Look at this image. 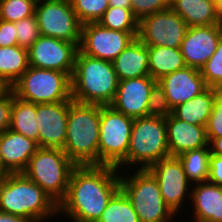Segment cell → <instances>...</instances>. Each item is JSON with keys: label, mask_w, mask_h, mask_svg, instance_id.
<instances>
[{"label": "cell", "mask_w": 222, "mask_h": 222, "mask_svg": "<svg viewBox=\"0 0 222 222\" xmlns=\"http://www.w3.org/2000/svg\"><path fill=\"white\" fill-rule=\"evenodd\" d=\"M170 7V0H131V10L134 16L140 21L147 15Z\"/></svg>", "instance_id": "37"}, {"label": "cell", "mask_w": 222, "mask_h": 222, "mask_svg": "<svg viewBox=\"0 0 222 222\" xmlns=\"http://www.w3.org/2000/svg\"><path fill=\"white\" fill-rule=\"evenodd\" d=\"M29 68L28 49L18 45L0 47V78L10 87Z\"/></svg>", "instance_id": "27"}, {"label": "cell", "mask_w": 222, "mask_h": 222, "mask_svg": "<svg viewBox=\"0 0 222 222\" xmlns=\"http://www.w3.org/2000/svg\"><path fill=\"white\" fill-rule=\"evenodd\" d=\"M156 82L150 75L118 81L111 106L133 119L148 116L150 91Z\"/></svg>", "instance_id": "16"}, {"label": "cell", "mask_w": 222, "mask_h": 222, "mask_svg": "<svg viewBox=\"0 0 222 222\" xmlns=\"http://www.w3.org/2000/svg\"><path fill=\"white\" fill-rule=\"evenodd\" d=\"M170 8L186 21L188 27L222 24L216 5L206 0H170Z\"/></svg>", "instance_id": "23"}, {"label": "cell", "mask_w": 222, "mask_h": 222, "mask_svg": "<svg viewBox=\"0 0 222 222\" xmlns=\"http://www.w3.org/2000/svg\"><path fill=\"white\" fill-rule=\"evenodd\" d=\"M14 45H18L15 24L0 19V47H10Z\"/></svg>", "instance_id": "39"}, {"label": "cell", "mask_w": 222, "mask_h": 222, "mask_svg": "<svg viewBox=\"0 0 222 222\" xmlns=\"http://www.w3.org/2000/svg\"><path fill=\"white\" fill-rule=\"evenodd\" d=\"M148 47L135 38L112 61L118 81L150 75Z\"/></svg>", "instance_id": "22"}, {"label": "cell", "mask_w": 222, "mask_h": 222, "mask_svg": "<svg viewBox=\"0 0 222 222\" xmlns=\"http://www.w3.org/2000/svg\"><path fill=\"white\" fill-rule=\"evenodd\" d=\"M221 90L208 87L201 94L173 109V115L185 122L206 126L216 96Z\"/></svg>", "instance_id": "24"}, {"label": "cell", "mask_w": 222, "mask_h": 222, "mask_svg": "<svg viewBox=\"0 0 222 222\" xmlns=\"http://www.w3.org/2000/svg\"><path fill=\"white\" fill-rule=\"evenodd\" d=\"M148 170L156 178L166 205L178 217L177 215L181 214L184 204L189 203L184 201L191 199L192 187L181 161L178 157L169 156L154 163Z\"/></svg>", "instance_id": "12"}, {"label": "cell", "mask_w": 222, "mask_h": 222, "mask_svg": "<svg viewBox=\"0 0 222 222\" xmlns=\"http://www.w3.org/2000/svg\"><path fill=\"white\" fill-rule=\"evenodd\" d=\"M171 114H173V109L168 102L163 87L157 81L150 91L148 116L166 118Z\"/></svg>", "instance_id": "35"}, {"label": "cell", "mask_w": 222, "mask_h": 222, "mask_svg": "<svg viewBox=\"0 0 222 222\" xmlns=\"http://www.w3.org/2000/svg\"><path fill=\"white\" fill-rule=\"evenodd\" d=\"M3 175H4V174H3V172H2L1 169H0V180H1V178H2Z\"/></svg>", "instance_id": "49"}, {"label": "cell", "mask_w": 222, "mask_h": 222, "mask_svg": "<svg viewBox=\"0 0 222 222\" xmlns=\"http://www.w3.org/2000/svg\"><path fill=\"white\" fill-rule=\"evenodd\" d=\"M103 27L122 32H138L139 21L131 9L108 7L98 21Z\"/></svg>", "instance_id": "30"}, {"label": "cell", "mask_w": 222, "mask_h": 222, "mask_svg": "<svg viewBox=\"0 0 222 222\" xmlns=\"http://www.w3.org/2000/svg\"><path fill=\"white\" fill-rule=\"evenodd\" d=\"M35 6L33 0H0V19L15 23L33 16Z\"/></svg>", "instance_id": "32"}, {"label": "cell", "mask_w": 222, "mask_h": 222, "mask_svg": "<svg viewBox=\"0 0 222 222\" xmlns=\"http://www.w3.org/2000/svg\"><path fill=\"white\" fill-rule=\"evenodd\" d=\"M97 222H140L130 200L119 189L109 200Z\"/></svg>", "instance_id": "29"}, {"label": "cell", "mask_w": 222, "mask_h": 222, "mask_svg": "<svg viewBox=\"0 0 222 222\" xmlns=\"http://www.w3.org/2000/svg\"><path fill=\"white\" fill-rule=\"evenodd\" d=\"M133 171H120V189L130 200L140 222H173L177 217L163 200L156 178L148 169Z\"/></svg>", "instance_id": "6"}, {"label": "cell", "mask_w": 222, "mask_h": 222, "mask_svg": "<svg viewBox=\"0 0 222 222\" xmlns=\"http://www.w3.org/2000/svg\"><path fill=\"white\" fill-rule=\"evenodd\" d=\"M149 73L156 81L163 76L186 67L180 48L147 46Z\"/></svg>", "instance_id": "25"}, {"label": "cell", "mask_w": 222, "mask_h": 222, "mask_svg": "<svg viewBox=\"0 0 222 222\" xmlns=\"http://www.w3.org/2000/svg\"><path fill=\"white\" fill-rule=\"evenodd\" d=\"M18 46L29 49L41 36L36 16H30L14 23Z\"/></svg>", "instance_id": "34"}, {"label": "cell", "mask_w": 222, "mask_h": 222, "mask_svg": "<svg viewBox=\"0 0 222 222\" xmlns=\"http://www.w3.org/2000/svg\"><path fill=\"white\" fill-rule=\"evenodd\" d=\"M208 182L218 186L222 185V157L211 154Z\"/></svg>", "instance_id": "40"}, {"label": "cell", "mask_w": 222, "mask_h": 222, "mask_svg": "<svg viewBox=\"0 0 222 222\" xmlns=\"http://www.w3.org/2000/svg\"><path fill=\"white\" fill-rule=\"evenodd\" d=\"M216 11L218 13L220 22L222 23V0H218L216 4Z\"/></svg>", "instance_id": "45"}, {"label": "cell", "mask_w": 222, "mask_h": 222, "mask_svg": "<svg viewBox=\"0 0 222 222\" xmlns=\"http://www.w3.org/2000/svg\"><path fill=\"white\" fill-rule=\"evenodd\" d=\"M69 101L36 104L38 147L63 149L67 136Z\"/></svg>", "instance_id": "15"}, {"label": "cell", "mask_w": 222, "mask_h": 222, "mask_svg": "<svg viewBox=\"0 0 222 222\" xmlns=\"http://www.w3.org/2000/svg\"><path fill=\"white\" fill-rule=\"evenodd\" d=\"M0 211L31 222H46L58 216V204L23 173L4 174L0 180Z\"/></svg>", "instance_id": "2"}, {"label": "cell", "mask_w": 222, "mask_h": 222, "mask_svg": "<svg viewBox=\"0 0 222 222\" xmlns=\"http://www.w3.org/2000/svg\"><path fill=\"white\" fill-rule=\"evenodd\" d=\"M158 83L163 87L172 109L208 88L200 70L189 66L163 76Z\"/></svg>", "instance_id": "19"}, {"label": "cell", "mask_w": 222, "mask_h": 222, "mask_svg": "<svg viewBox=\"0 0 222 222\" xmlns=\"http://www.w3.org/2000/svg\"><path fill=\"white\" fill-rule=\"evenodd\" d=\"M119 189L120 172L116 167L76 166L65 198L58 204V217L64 214L72 222H97Z\"/></svg>", "instance_id": "1"}, {"label": "cell", "mask_w": 222, "mask_h": 222, "mask_svg": "<svg viewBox=\"0 0 222 222\" xmlns=\"http://www.w3.org/2000/svg\"><path fill=\"white\" fill-rule=\"evenodd\" d=\"M78 50L75 43L41 35L28 49L29 66L72 76Z\"/></svg>", "instance_id": "14"}, {"label": "cell", "mask_w": 222, "mask_h": 222, "mask_svg": "<svg viewBox=\"0 0 222 222\" xmlns=\"http://www.w3.org/2000/svg\"><path fill=\"white\" fill-rule=\"evenodd\" d=\"M165 121L170 156L178 157L184 152L208 145L205 126L182 121L173 114L166 117Z\"/></svg>", "instance_id": "20"}, {"label": "cell", "mask_w": 222, "mask_h": 222, "mask_svg": "<svg viewBox=\"0 0 222 222\" xmlns=\"http://www.w3.org/2000/svg\"><path fill=\"white\" fill-rule=\"evenodd\" d=\"M10 130L33 139L38 145V124L36 121V104L13 96L11 107Z\"/></svg>", "instance_id": "26"}, {"label": "cell", "mask_w": 222, "mask_h": 222, "mask_svg": "<svg viewBox=\"0 0 222 222\" xmlns=\"http://www.w3.org/2000/svg\"><path fill=\"white\" fill-rule=\"evenodd\" d=\"M206 1H209V2H212L213 4H217L218 0H206Z\"/></svg>", "instance_id": "47"}, {"label": "cell", "mask_w": 222, "mask_h": 222, "mask_svg": "<svg viewBox=\"0 0 222 222\" xmlns=\"http://www.w3.org/2000/svg\"><path fill=\"white\" fill-rule=\"evenodd\" d=\"M35 3H39V2H42V1H50V0H33Z\"/></svg>", "instance_id": "48"}, {"label": "cell", "mask_w": 222, "mask_h": 222, "mask_svg": "<svg viewBox=\"0 0 222 222\" xmlns=\"http://www.w3.org/2000/svg\"><path fill=\"white\" fill-rule=\"evenodd\" d=\"M14 95L15 93L10 87L0 96V134L10 127L11 107L13 104Z\"/></svg>", "instance_id": "38"}, {"label": "cell", "mask_w": 222, "mask_h": 222, "mask_svg": "<svg viewBox=\"0 0 222 222\" xmlns=\"http://www.w3.org/2000/svg\"><path fill=\"white\" fill-rule=\"evenodd\" d=\"M210 156L209 144L206 147L187 151L178 156L186 177L192 185L208 181Z\"/></svg>", "instance_id": "28"}, {"label": "cell", "mask_w": 222, "mask_h": 222, "mask_svg": "<svg viewBox=\"0 0 222 222\" xmlns=\"http://www.w3.org/2000/svg\"><path fill=\"white\" fill-rule=\"evenodd\" d=\"M34 15L41 35L75 43L79 47L82 24L73 11L70 0L36 3Z\"/></svg>", "instance_id": "10"}, {"label": "cell", "mask_w": 222, "mask_h": 222, "mask_svg": "<svg viewBox=\"0 0 222 222\" xmlns=\"http://www.w3.org/2000/svg\"><path fill=\"white\" fill-rule=\"evenodd\" d=\"M205 129L208 143L213 138L222 137V91L215 98Z\"/></svg>", "instance_id": "36"}, {"label": "cell", "mask_w": 222, "mask_h": 222, "mask_svg": "<svg viewBox=\"0 0 222 222\" xmlns=\"http://www.w3.org/2000/svg\"><path fill=\"white\" fill-rule=\"evenodd\" d=\"M37 142L7 129L0 134V169L3 174L23 173L38 149Z\"/></svg>", "instance_id": "18"}, {"label": "cell", "mask_w": 222, "mask_h": 222, "mask_svg": "<svg viewBox=\"0 0 222 222\" xmlns=\"http://www.w3.org/2000/svg\"><path fill=\"white\" fill-rule=\"evenodd\" d=\"M133 121L111 105H100L99 165L117 168L127 158Z\"/></svg>", "instance_id": "9"}, {"label": "cell", "mask_w": 222, "mask_h": 222, "mask_svg": "<svg viewBox=\"0 0 222 222\" xmlns=\"http://www.w3.org/2000/svg\"><path fill=\"white\" fill-rule=\"evenodd\" d=\"M138 32H122L103 27L98 22L81 28L79 51L91 57L113 61L135 38Z\"/></svg>", "instance_id": "13"}, {"label": "cell", "mask_w": 222, "mask_h": 222, "mask_svg": "<svg viewBox=\"0 0 222 222\" xmlns=\"http://www.w3.org/2000/svg\"><path fill=\"white\" fill-rule=\"evenodd\" d=\"M76 166L62 149L39 147L23 174L59 204L65 198Z\"/></svg>", "instance_id": "7"}, {"label": "cell", "mask_w": 222, "mask_h": 222, "mask_svg": "<svg viewBox=\"0 0 222 222\" xmlns=\"http://www.w3.org/2000/svg\"><path fill=\"white\" fill-rule=\"evenodd\" d=\"M188 25L170 7L139 21L138 39L146 46L180 48Z\"/></svg>", "instance_id": "11"}, {"label": "cell", "mask_w": 222, "mask_h": 222, "mask_svg": "<svg viewBox=\"0 0 222 222\" xmlns=\"http://www.w3.org/2000/svg\"><path fill=\"white\" fill-rule=\"evenodd\" d=\"M189 222H213V221H210V220H192V218H191V221H189Z\"/></svg>", "instance_id": "46"}, {"label": "cell", "mask_w": 222, "mask_h": 222, "mask_svg": "<svg viewBox=\"0 0 222 222\" xmlns=\"http://www.w3.org/2000/svg\"><path fill=\"white\" fill-rule=\"evenodd\" d=\"M191 209L194 220L222 222V189L210 182L193 184L191 187Z\"/></svg>", "instance_id": "21"}, {"label": "cell", "mask_w": 222, "mask_h": 222, "mask_svg": "<svg viewBox=\"0 0 222 222\" xmlns=\"http://www.w3.org/2000/svg\"><path fill=\"white\" fill-rule=\"evenodd\" d=\"M169 156L165 118L139 117L133 121L127 158L117 169L119 171L126 170L127 167L128 170L133 167L134 169L136 167L137 169H148L154 163Z\"/></svg>", "instance_id": "5"}, {"label": "cell", "mask_w": 222, "mask_h": 222, "mask_svg": "<svg viewBox=\"0 0 222 222\" xmlns=\"http://www.w3.org/2000/svg\"><path fill=\"white\" fill-rule=\"evenodd\" d=\"M80 23L98 22L109 7V0H70Z\"/></svg>", "instance_id": "31"}, {"label": "cell", "mask_w": 222, "mask_h": 222, "mask_svg": "<svg viewBox=\"0 0 222 222\" xmlns=\"http://www.w3.org/2000/svg\"><path fill=\"white\" fill-rule=\"evenodd\" d=\"M208 144L211 154L222 157V137L213 138Z\"/></svg>", "instance_id": "41"}, {"label": "cell", "mask_w": 222, "mask_h": 222, "mask_svg": "<svg viewBox=\"0 0 222 222\" xmlns=\"http://www.w3.org/2000/svg\"><path fill=\"white\" fill-rule=\"evenodd\" d=\"M0 222H31L23 217L0 211Z\"/></svg>", "instance_id": "42"}, {"label": "cell", "mask_w": 222, "mask_h": 222, "mask_svg": "<svg viewBox=\"0 0 222 222\" xmlns=\"http://www.w3.org/2000/svg\"><path fill=\"white\" fill-rule=\"evenodd\" d=\"M11 88L16 97L35 104L72 100L71 76L56 70L29 66Z\"/></svg>", "instance_id": "8"}, {"label": "cell", "mask_w": 222, "mask_h": 222, "mask_svg": "<svg viewBox=\"0 0 222 222\" xmlns=\"http://www.w3.org/2000/svg\"><path fill=\"white\" fill-rule=\"evenodd\" d=\"M109 7L131 9V0H109Z\"/></svg>", "instance_id": "43"}, {"label": "cell", "mask_w": 222, "mask_h": 222, "mask_svg": "<svg viewBox=\"0 0 222 222\" xmlns=\"http://www.w3.org/2000/svg\"><path fill=\"white\" fill-rule=\"evenodd\" d=\"M118 79L111 61L81 53L76 54L71 76L72 100L80 103L111 105Z\"/></svg>", "instance_id": "3"}, {"label": "cell", "mask_w": 222, "mask_h": 222, "mask_svg": "<svg viewBox=\"0 0 222 222\" xmlns=\"http://www.w3.org/2000/svg\"><path fill=\"white\" fill-rule=\"evenodd\" d=\"M222 36V24L188 27L180 50L189 67L201 69L217 49Z\"/></svg>", "instance_id": "17"}, {"label": "cell", "mask_w": 222, "mask_h": 222, "mask_svg": "<svg viewBox=\"0 0 222 222\" xmlns=\"http://www.w3.org/2000/svg\"><path fill=\"white\" fill-rule=\"evenodd\" d=\"M200 74L207 87L222 91V36L212 57L201 67Z\"/></svg>", "instance_id": "33"}, {"label": "cell", "mask_w": 222, "mask_h": 222, "mask_svg": "<svg viewBox=\"0 0 222 222\" xmlns=\"http://www.w3.org/2000/svg\"><path fill=\"white\" fill-rule=\"evenodd\" d=\"M100 105L69 101L63 151L77 165H99Z\"/></svg>", "instance_id": "4"}, {"label": "cell", "mask_w": 222, "mask_h": 222, "mask_svg": "<svg viewBox=\"0 0 222 222\" xmlns=\"http://www.w3.org/2000/svg\"><path fill=\"white\" fill-rule=\"evenodd\" d=\"M10 88L1 78H0V96L4 94Z\"/></svg>", "instance_id": "44"}]
</instances>
